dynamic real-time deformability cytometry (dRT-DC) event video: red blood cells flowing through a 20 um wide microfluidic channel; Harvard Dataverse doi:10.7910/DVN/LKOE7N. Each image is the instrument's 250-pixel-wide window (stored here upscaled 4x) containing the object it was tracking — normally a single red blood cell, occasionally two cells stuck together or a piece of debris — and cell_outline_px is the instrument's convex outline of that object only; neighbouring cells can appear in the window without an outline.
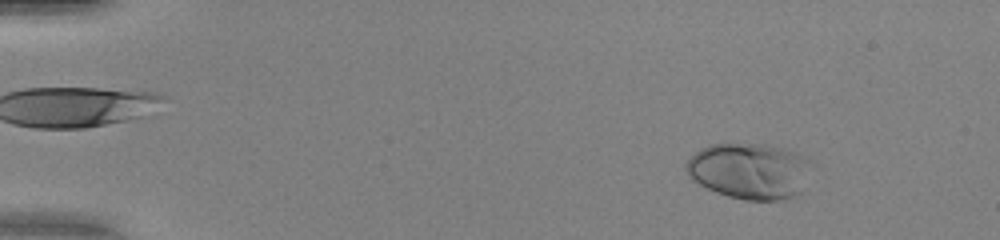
{"species": "human", "species_latin": "Homo sapiens", "temperature_condition": "warm", "stored_images_in_passage": 50, "camera_frame_rate_fps": 3000, "um_per_image_px": 0.085, "donor": {"sex": "female"}, "frame": {"image": 1, "passage_image": 6, "time_ms": 1.667, "image_size_px": [1000, 240], "cell_outline_px": [[812, 160], [800, 192], [796, 196], [784, 200], [744, 200], [728, 196], [716, 192], [692, 180], [688, 176], [684, 168], [684, 164], [700, 148], [708, 144], [764, 144], [784, 148]], "centroid_in_image_um": [63.67, 14.53], "position_along_channel_um": 21.3, "area_um2": 40.92}}
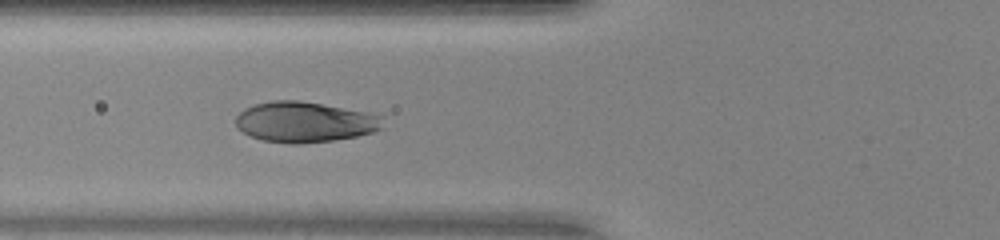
{"frame": {"image": 2, "passage_image": 20, "time_ms": 6.333, "image_size_px": [1000, 240], "cell_outline_px": [[384, 128], [372, 132], [356, 136], [332, 140], [296, 144], [292, 144], [264, 140], [252, 136], [244, 132], [236, 124], [236, 116], [244, 108], [256, 104], [276, 100], [300, 100], [368, 112], [384, 116]], "centroid_in_image_um": [25.95, 10.36], "position_along_channel_um": 99.8, "area_um2": 34.62}}
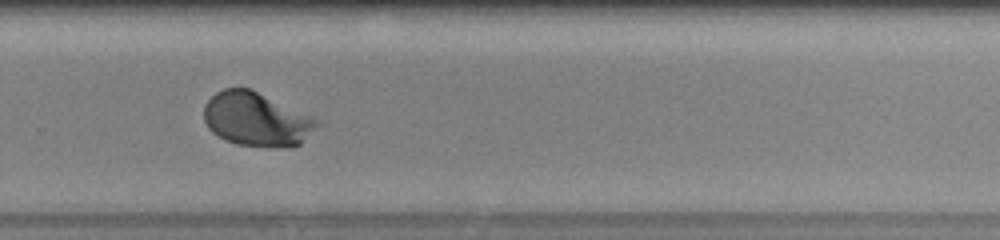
{"frame": {"image": 3, "passage_image": 35, "time_ms": 11.333, "image_size_px": [1000, 240], "cell_outline_px": [[324, 124], [300, 144], [292, 148], [284, 148], [236, 144], [212, 132], [208, 128], [204, 120], [204, 104], [216, 92], [224, 88], [252, 88]], "centroid_in_image_um": [21.81, 10.15], "position_along_channel_um": 308.0, "area_um2": 35.49}, "authors_computed_cell_mechanics": {"area_um2": 34.5933, "velocity_mm_per_s": 4.166, "shape_relaxation_time_tau1_ms": 2.0908, "shape_relaxation_time_tau2_ms": null, "deformation_change_tau1": 0.18, "deformation_change_tau2": null}}